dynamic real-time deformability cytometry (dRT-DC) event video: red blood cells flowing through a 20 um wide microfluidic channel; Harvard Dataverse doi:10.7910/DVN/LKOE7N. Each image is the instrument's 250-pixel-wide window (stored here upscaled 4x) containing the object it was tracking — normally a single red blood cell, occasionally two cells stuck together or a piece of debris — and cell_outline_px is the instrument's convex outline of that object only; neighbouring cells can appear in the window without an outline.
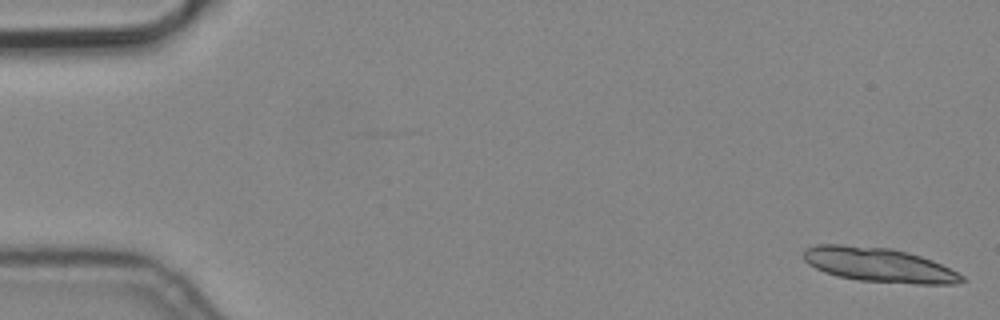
{"species": "common noctule bat (a hibernating species)", "species_latin": "Nyctalus noctula", "temperature_condition": "cold", "stored_images_in_passage": 7, "camera_frame_rate_fps": 3000, "um_per_image_px": 0.085, "animal": {"sex": "male", "body_mass_g": 19.2, "forearm_length_mm": 51.8}, "frame": {"image": 1, "passage_image": 1, "time_ms": 0.0, "image_size_px": [1000, 320], "cell_outline_px": [[968, 280], [960, 284], [916, 284], [860, 280], [836, 276], [824, 272], [808, 264], [804, 260], [804, 248], [816, 244], [840, 244], [892, 248], [908, 252], [932, 260], [964, 276]], "centroid_in_image_um": [74.71, 22.51], "position_along_channel_um": 10.3, "area_um2": 31.85}}
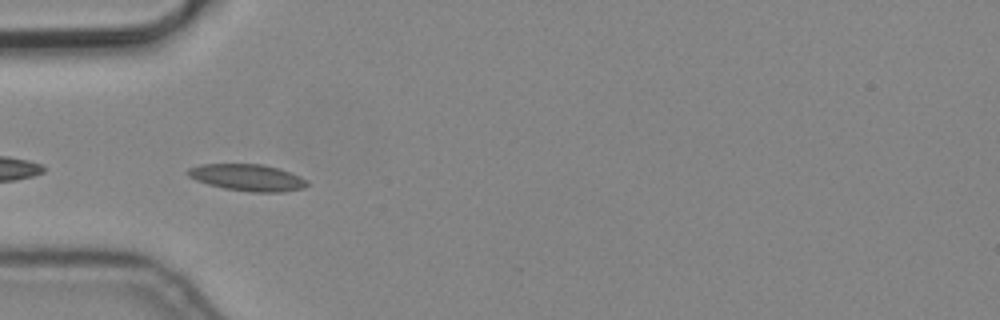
{"frame": {"image": 2, "passage_image": 6, "time_ms": 1.667, "image_size_px": [1000, 320], "cell_outline_px": [[308, 184], [304, 188], [284, 192], [252, 192], [224, 188], [208, 184], [196, 180], [188, 176], [188, 168], [200, 164], [264, 164], [280, 168], [292, 172], [308, 180]], "centroid_in_image_um": [21.08, 15.08], "position_along_channel_um": 63.9, "area_um2": 18.73}}
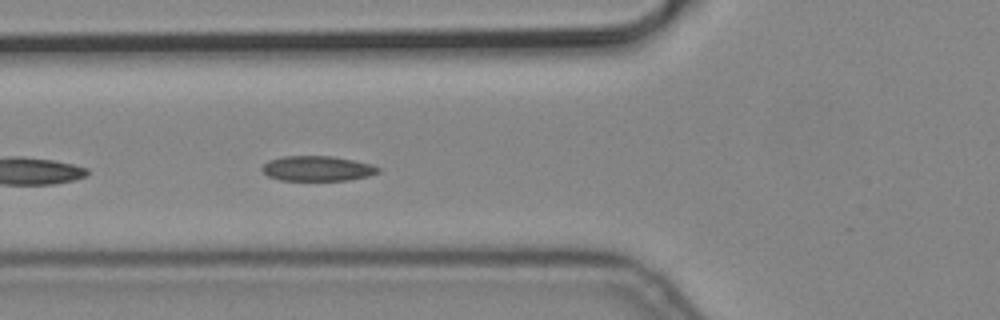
{"frame": {"image": 3, "passage_image": 7, "time_ms": 2.0, "image_size_px": [1000, 320], "cell_outline_px": [[380, 172], [368, 176], [348, 180], [280, 180], [268, 176], [260, 168], [268, 160], [284, 156], [332, 156], [372, 164], [380, 168]], "centroid_in_image_um": [26.97, 14.32], "position_along_channel_um": 98.8, "area_um2": 16.94}}